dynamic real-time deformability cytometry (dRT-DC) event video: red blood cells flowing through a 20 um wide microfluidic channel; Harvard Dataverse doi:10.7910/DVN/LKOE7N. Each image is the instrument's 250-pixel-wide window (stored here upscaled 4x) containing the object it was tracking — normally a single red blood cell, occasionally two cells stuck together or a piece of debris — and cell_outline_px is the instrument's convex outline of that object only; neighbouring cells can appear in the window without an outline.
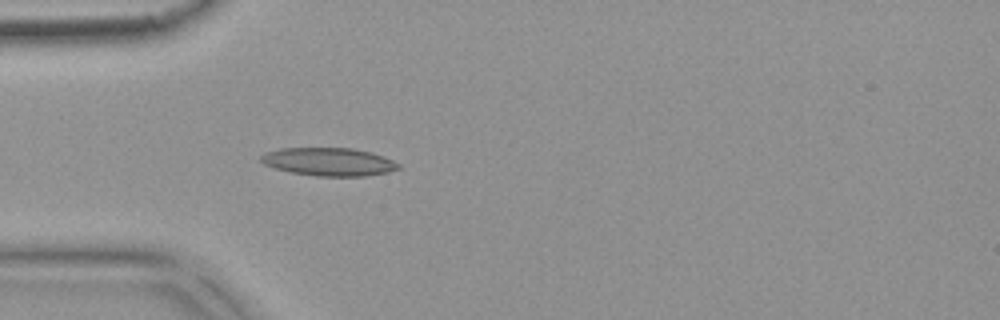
{"species": "common noctule bat (a hibernating species)", "species_latin": "Nyctalus noctula", "temperature_condition": "warm", "stored_images_in_passage": 54, "camera_frame_rate_fps": 3000, "um_per_image_px": 0.085, "animal": {"sex": "female", "body_mass_g": 18.4}, "frame": {"image": 1, "passage_image": 16, "time_ms": 5.0, "image_size_px": [1000, 320], "cell_outline_px": [[400, 168], [388, 172], [364, 176], [316, 176], [292, 172], [276, 168], [264, 164], [260, 160], [260, 156], [264, 152], [280, 148], [352, 148], [372, 152], [384, 156], [400, 164]], "centroid_in_image_um": [27.96, 13.74], "position_along_channel_um": 57.0, "area_um2": 22.54}}
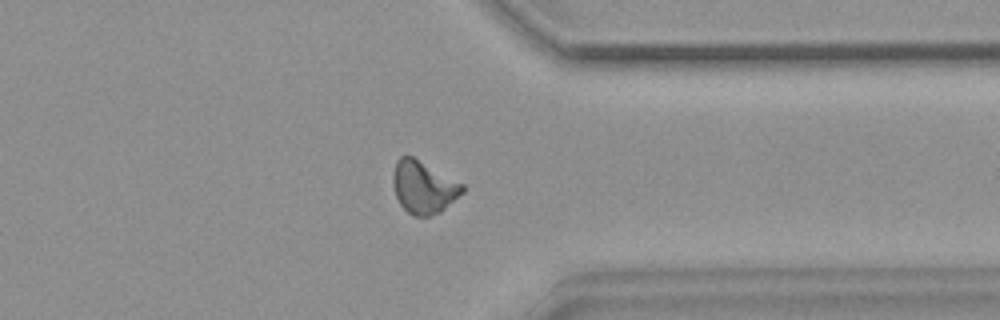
{"frame": {"image": 2, "passage_image": 42, "time_ms": 13.667, "image_size_px": [1000, 320], "cell_outline_px": [[464, 192], [440, 212], [428, 216], [412, 216], [400, 204], [396, 196], [392, 184], [392, 172], [396, 160], [400, 156], [412, 156], [464, 184]], "centroid_in_image_um": [35.98, 15.9], "position_along_channel_um": 375.4, "area_um2": 21.27}}
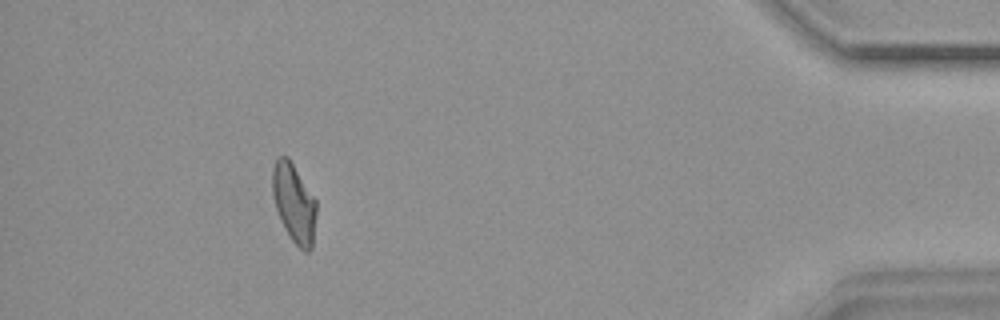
{"frame": {"image": 3, "passage_image": 49, "time_ms": 16.0, "image_size_px": [1000, 320], "cell_outline_px": [[316, 216], [312, 248], [308, 252], [304, 252], [288, 236], [280, 220], [276, 208], [272, 192], [272, 168], [276, 156], [288, 156], [316, 200]], "centroid_in_image_um": [24.98, 17.25], "position_along_channel_um": 410.2, "area_um2": 20.35}, "authors_computed_cell_mechanics": {"area_um2": 20.6057, "velocity_mm_per_s": 3.7727, "shape_relaxation_time_tau1_ms": null, "shape_relaxation_time_tau2_ms": 3.4193, "deformation_change_tau1": null, "deformation_change_tau2": 0.1158}}